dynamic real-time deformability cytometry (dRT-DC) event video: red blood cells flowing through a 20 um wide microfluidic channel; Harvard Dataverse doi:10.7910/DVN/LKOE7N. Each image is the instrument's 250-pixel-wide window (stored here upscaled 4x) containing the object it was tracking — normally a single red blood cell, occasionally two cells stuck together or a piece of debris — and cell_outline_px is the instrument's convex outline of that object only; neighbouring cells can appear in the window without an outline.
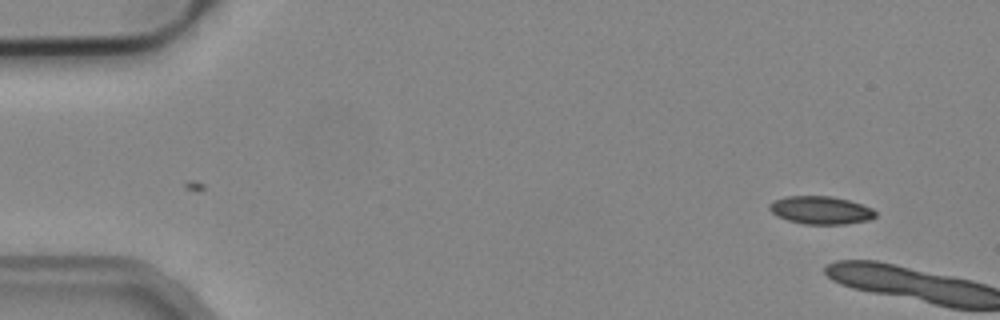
{"species": "common noctule bat (a hibernating species)", "species_latin": "Nyctalus noctula", "temperature_condition": "cold", "stored_images_in_passage": 3, "camera_frame_rate_fps": 3000, "um_per_image_px": 0.085, "animal": {"sex": "male", "body_mass_g": 19.2, "forearm_length_mm": 51.8}, "frame": {"image": 1, "passage_image": 1, "time_ms": 0.0, "image_size_px": [1000, 320], "cell_outline_px": [[876, 216], [868, 220], [844, 224], [804, 224], [788, 220], [776, 216], [768, 208], [768, 204], [784, 196], [832, 196], [848, 200], [872, 208], [876, 212]], "centroid_in_image_um": [69.74, 17.86], "position_along_channel_um": 15.3, "area_um2": 17.22}}